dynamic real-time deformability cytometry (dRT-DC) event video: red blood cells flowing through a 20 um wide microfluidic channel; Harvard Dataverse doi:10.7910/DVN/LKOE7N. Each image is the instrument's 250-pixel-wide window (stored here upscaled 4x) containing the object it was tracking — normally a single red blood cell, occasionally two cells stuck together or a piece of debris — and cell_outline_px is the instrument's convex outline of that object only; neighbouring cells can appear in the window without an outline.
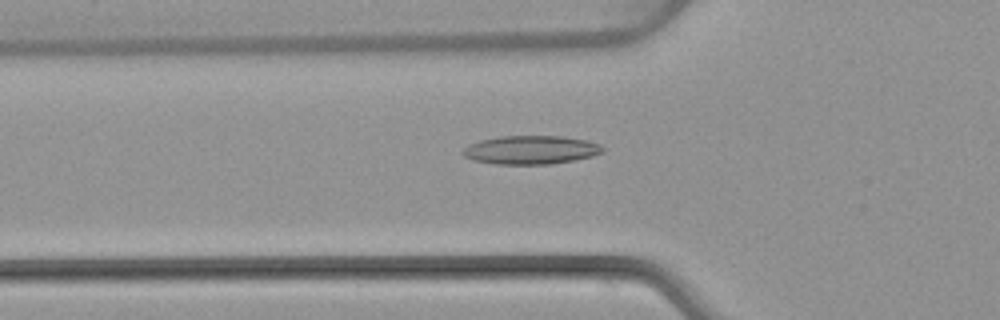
{"species": "common noctule bat (a hibernating species)", "species_latin": "Nyctalus noctula", "temperature_condition": "warm", "stored_images_in_passage": 51, "camera_frame_rate_fps": 3000, "um_per_image_px": 0.085, "animal": {"sex": "female", "body_mass_g": 22.7, "forearm_length_mm": 54.2}, "frame": {"image": 1, "passage_image": 18, "time_ms": 5.667, "image_size_px": [1000, 320], "cell_outline_px": [[604, 152], [592, 156], [552, 164], [496, 164], [472, 160], [464, 156], [460, 152], [468, 144], [480, 140], [500, 136], [560, 136], [588, 140], [600, 144], [604, 148]], "centroid_in_image_um": [45.11, 12.74], "position_along_channel_um": 80.7, "area_um2": 23.41}}
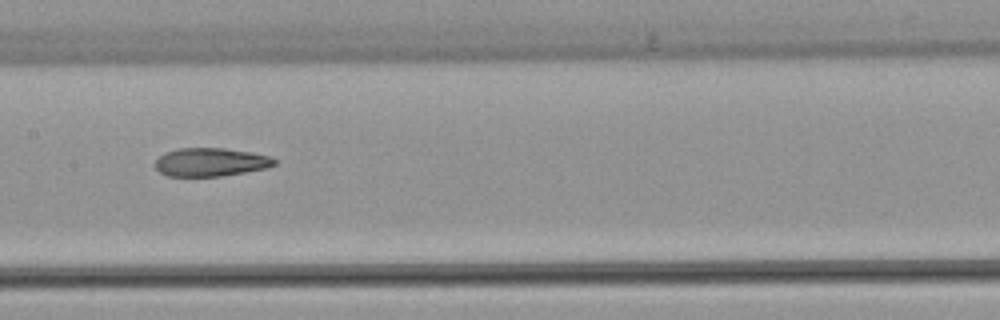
{"frame": {"image": 2, "passage_image": 26, "time_ms": 8.333, "image_size_px": [1000, 320], "cell_outline_px": [[276, 164], [268, 168], [220, 176], [168, 176], [160, 172], [156, 168], [156, 160], [164, 152], [180, 148], [224, 148], [252, 152], [268, 156], [276, 160]], "centroid_in_image_um": [17.91, 13.77], "position_along_channel_um": 189.5, "area_um2": 19.65}}
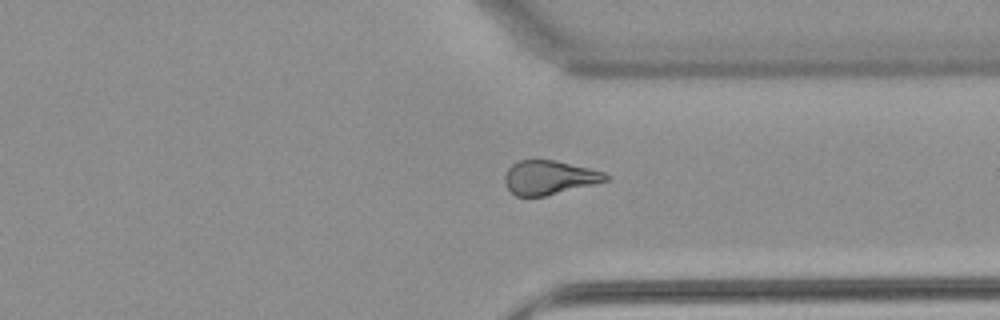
{"frame": {"image": 3, "passage_image": 39, "time_ms": 12.667, "image_size_px": [1000, 320], "cell_outline_px": [[608, 180], [596, 184], [544, 196], [516, 196], [504, 184], [504, 176], [508, 168], [512, 164], [520, 160], [556, 160], [604, 172], [608, 176]], "centroid_in_image_um": [46.67, 15.09], "position_along_channel_um": 364.7, "area_um2": 19.94}, "authors_computed_cell_mechanics": {"area_um2": 21.4438, "velocity_mm_per_s": 4.0516, "shape_relaxation_time_tau1_ms": null, "shape_relaxation_time_tau2_ms": 3.1637, "deformation_change_tau1": null, "deformation_change_tau2": 0.1285}}